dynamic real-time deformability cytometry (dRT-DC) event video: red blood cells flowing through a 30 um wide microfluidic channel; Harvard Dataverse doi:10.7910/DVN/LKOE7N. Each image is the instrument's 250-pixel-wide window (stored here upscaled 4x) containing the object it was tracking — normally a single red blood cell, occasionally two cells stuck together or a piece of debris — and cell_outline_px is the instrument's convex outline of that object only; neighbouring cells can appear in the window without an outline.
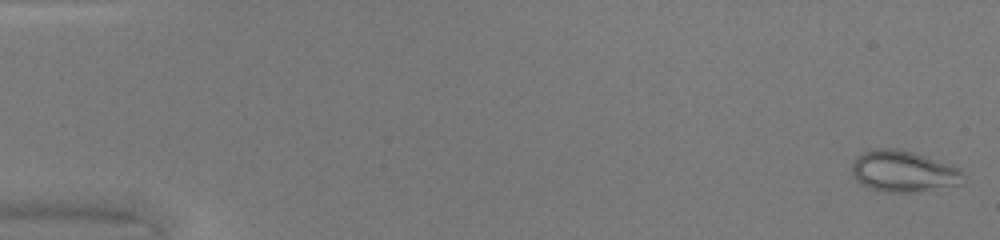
{"species": "common noctule bat (a hibernating species)", "species_latin": "Nyctalus noctula", "temperature_condition": "warm", "stored_images_in_passage": 48, "camera_frame_rate_fps": 3000, "um_per_image_px": 0.085, "animal": {"sex": "female", "body_mass_g": 20.0, "forearm_length_mm": 54.0}, "frame": {"image": 1, "passage_image": 1, "time_ms": 0.0, "image_size_px": [1000, 240], "cell_outline_px": [[964, 172], [960, 184], [916, 192], [884, 192], [860, 184], [856, 180], [852, 172], [852, 160], [856, 156], [864, 152], [876, 148], [900, 148], [952, 164], [960, 168]], "centroid_in_image_um": [76.78, 14.55], "position_along_channel_um": 8.2, "area_um2": 26.99}}
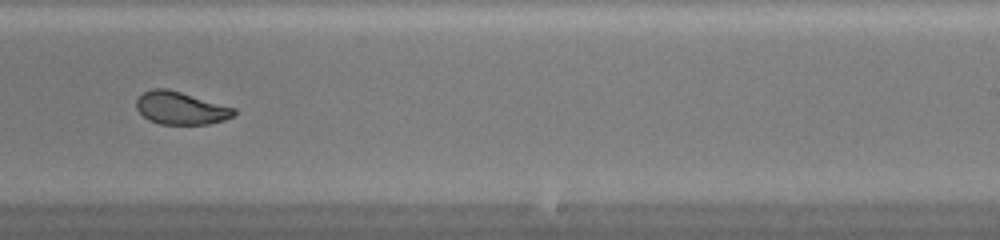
{"frame": {"image": 2, "passage_image": 31, "time_ms": 10.0, "image_size_px": [1000, 240], "cell_outline_px": [[236, 112], [232, 116], [224, 120], [208, 124], [160, 124], [148, 120], [136, 108], [136, 100], [144, 92], [152, 88], [168, 88], [236, 108]], "centroid_in_image_um": [15.36, 9.18], "position_along_channel_um": 273.6, "area_um2": 18.61}}
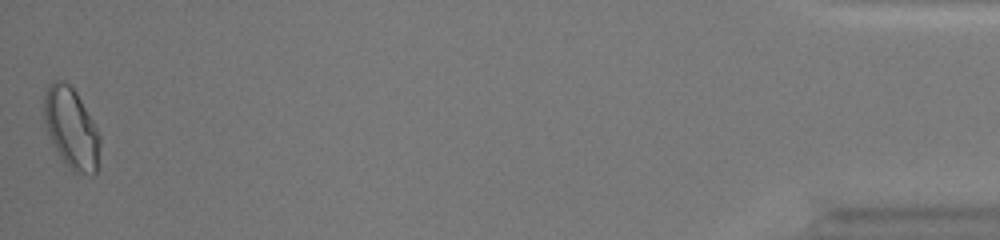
{"frame": {"image": 3, "passage_image": 48, "time_ms": 15.667, "image_size_px": [1000, 240], "cell_outline_px": [[100, 144], [96, 172], [92, 176], [72, 172], [60, 156], [48, 136], [44, 120], [44, 96], [52, 80], [64, 80], [76, 92], [92, 120], [100, 136]], "centroid_in_image_um": [6.05, 10.93], "position_along_channel_um": 429.1, "area_um2": 26.18}, "authors_computed_cell_mechanics": {"area_um2": 22.4264, "velocity_mm_per_s": 4.3239, "shape_relaxation_time_tau1_ms": null, "shape_relaxation_time_tau2_ms": 0.5903, "deformation_change_tau1": null, "deformation_change_tau2": 0.0434}}